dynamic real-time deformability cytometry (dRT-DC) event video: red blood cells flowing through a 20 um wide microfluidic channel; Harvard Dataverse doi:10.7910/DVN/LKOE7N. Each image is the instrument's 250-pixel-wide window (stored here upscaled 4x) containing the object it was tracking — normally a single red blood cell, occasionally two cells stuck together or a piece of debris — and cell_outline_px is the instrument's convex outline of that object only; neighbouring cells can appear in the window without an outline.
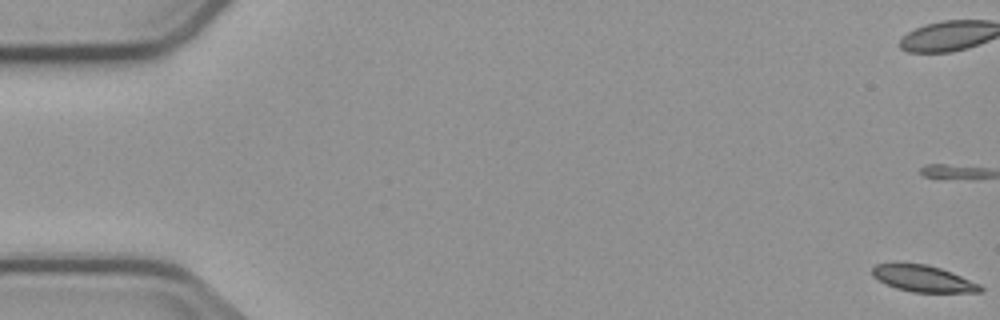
{"species": "common noctule bat (a hibernating species)", "species_latin": "Nyctalus noctula", "temperature_condition": "cold", "stored_images_in_passage": 6, "camera_frame_rate_fps": 3000, "um_per_image_px": 0.085, "animal": {"sex": "male", "body_mass_g": 23.1, "forearm_length_mm": 52.7}, "frame": {"image": 1, "passage_image": 1, "time_ms": 0.0, "image_size_px": [1000, 320], "cell_outline_px": [[984, 288], [980, 292], [912, 292], [896, 288], [872, 276], [872, 268], [876, 264], [928, 264], [952, 272], [980, 284]], "centroid_in_image_um": [78.51, 23.69], "position_along_channel_um": 6.5, "area_um2": 16.42}}